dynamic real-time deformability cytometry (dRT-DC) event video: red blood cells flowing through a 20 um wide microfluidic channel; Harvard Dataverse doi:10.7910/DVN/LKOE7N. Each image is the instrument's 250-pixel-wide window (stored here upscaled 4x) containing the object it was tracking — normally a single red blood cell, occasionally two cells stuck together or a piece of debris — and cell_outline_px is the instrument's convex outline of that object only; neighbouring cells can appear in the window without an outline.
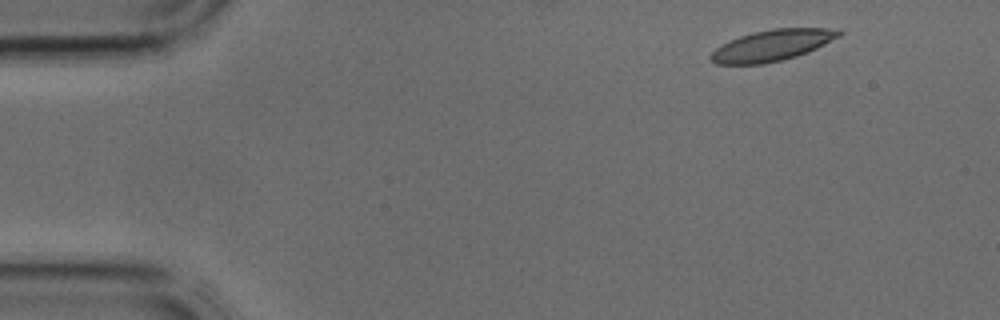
{"species": "common noctule bat (a hibernating species)", "species_latin": "Nyctalus noctula", "temperature_condition": "cold", "stored_images_in_passage": 3, "camera_frame_rate_fps": 3000, "um_per_image_px": 0.085, "animal": {"sex": "male", "body_mass_g": 17.9, "forearm_length_mm": 54.2}, "frame": {"image": 1, "passage_image": 1, "time_ms": 0.0, "image_size_px": [1000, 320], "cell_outline_px": [[844, 32], [840, 36], [816, 48], [796, 56], [764, 64], [716, 64], [708, 56], [716, 48], [740, 36], [772, 28], [840, 28]], "centroid_in_image_um": [65.67, 3.85], "position_along_channel_um": 19.3, "area_um2": 23.0}}
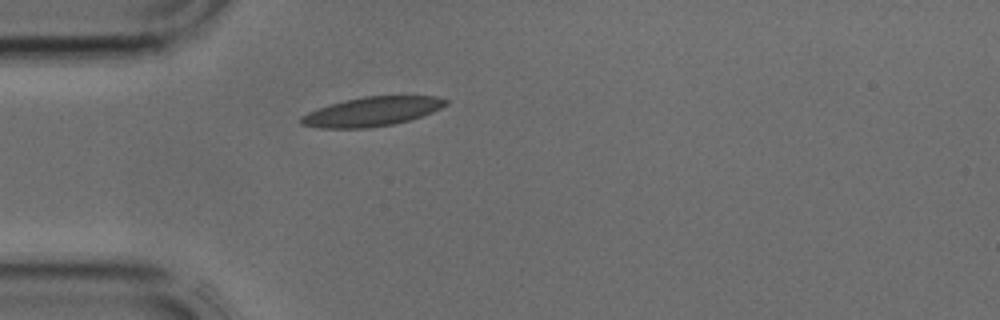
{"frame": {"image": 2, "passage_image": 3, "time_ms": 0.667, "image_size_px": [1000, 320], "cell_outline_px": [[448, 104], [432, 112], [408, 120], [392, 124], [368, 128], [320, 128], [300, 124], [300, 116], [308, 112], [344, 100], [364, 96], [436, 96], [448, 100]], "centroid_in_image_um": [31.6, 9.48], "position_along_channel_um": 53.4, "area_um2": 24.39}}